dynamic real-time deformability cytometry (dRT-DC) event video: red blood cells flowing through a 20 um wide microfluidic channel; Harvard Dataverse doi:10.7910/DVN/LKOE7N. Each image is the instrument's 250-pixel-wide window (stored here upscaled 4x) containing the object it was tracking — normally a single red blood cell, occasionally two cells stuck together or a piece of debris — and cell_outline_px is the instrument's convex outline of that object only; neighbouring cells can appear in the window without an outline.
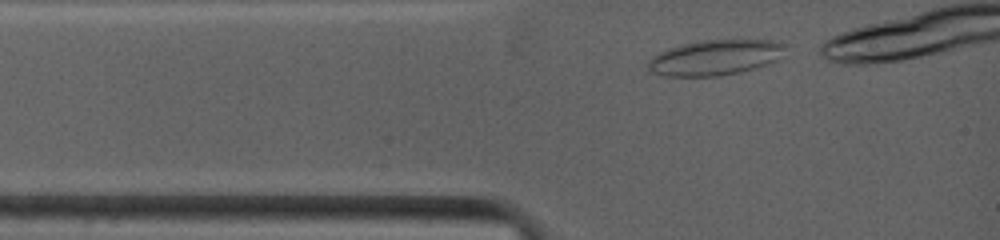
{"species": "common noctule bat (a hibernating species)", "species_latin": "Nyctalus noctula", "temperature_condition": "warm", "stored_images_in_passage": 6, "camera_frame_rate_fps": 4500, "um_per_image_px": 0.085, "animal": {"sex": "female", "body_mass_g": 19.0, "forearm_length_mm": 53.3}, "frame": {"image": 1, "passage_image": 1, "time_ms": 0.0, "image_size_px": [1000, 240], "cell_outline_px": [[788, 44], [776, 60], [740, 72], [720, 76], [664, 76], [648, 72], [644, 64], [652, 56], [668, 48], [680, 44], [704, 40], [772, 40]], "centroid_in_image_um": [60.69, 4.89], "position_along_channel_um": 24.3, "area_um2": 28.38}}
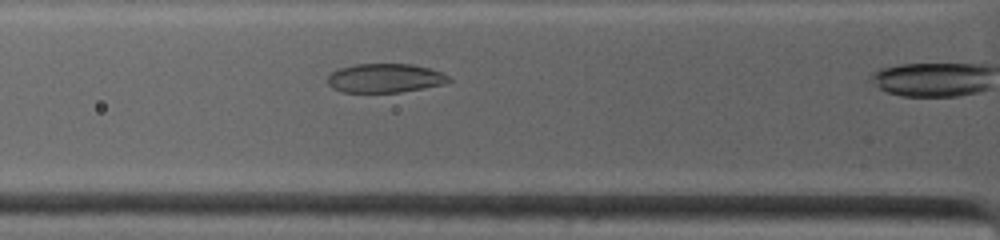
{"frame": {"image": 2, "passage_image": 5, "time_ms": 2.0, "image_size_px": [1000, 240], "cell_outline_px": [[452, 80], [444, 84], [424, 88], [400, 92], [344, 92], [332, 88], [328, 84], [328, 76], [332, 72], [340, 68], [356, 64], [412, 64], [428, 68], [440, 72], [448, 76]], "centroid_in_image_um": [32.72, 6.64], "position_along_channel_um": 93.1, "area_um2": 20.35}}